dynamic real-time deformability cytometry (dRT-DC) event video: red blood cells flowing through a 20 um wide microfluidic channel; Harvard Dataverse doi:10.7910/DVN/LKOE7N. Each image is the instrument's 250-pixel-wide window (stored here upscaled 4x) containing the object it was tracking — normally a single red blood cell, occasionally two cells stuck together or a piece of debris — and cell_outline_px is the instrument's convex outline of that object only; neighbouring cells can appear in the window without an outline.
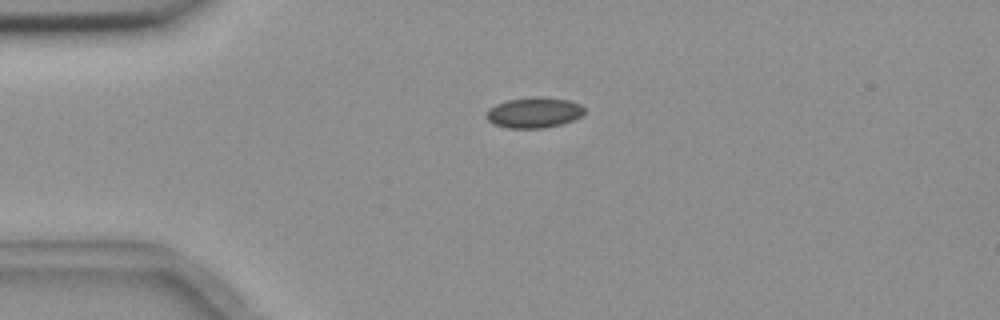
{"species": "common noctule bat (a hibernating species)", "species_latin": "Nyctalus noctula", "temperature_condition": "room temperature", "stored_images_in_passage": 5, "camera_frame_rate_fps": 3000, "um_per_image_px": 0.085, "animal": {"sex": "female", "body_mass_g": 18.4}, "frame": {"image": 1, "passage_image": 1, "time_ms": 0.0, "image_size_px": [1000, 320], "cell_outline_px": [[584, 112], [580, 116], [572, 120], [560, 124], [544, 128], [508, 128], [492, 124], [484, 116], [488, 108], [496, 104], [508, 100], [536, 96], [544, 96], [568, 100], [580, 104], [584, 108]], "centroid_in_image_um": [45.35, 9.56], "position_along_channel_um": 39.7, "area_um2": 17.57}}
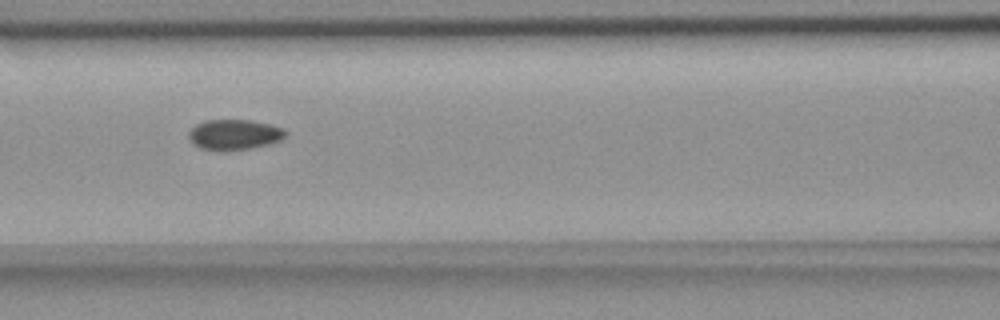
{"frame": {"image": 2, "passage_image": 4, "time_ms": 3.667, "image_size_px": [1000, 320], "cell_outline_px": [[288, 132], [280, 140], [268, 144], [248, 148], [224, 152], [220, 152], [200, 148], [192, 144], [188, 136], [188, 132], [196, 124], [204, 120], [248, 120], [268, 124], [284, 128]], "centroid_in_image_um": [19.86, 11.45], "position_along_channel_um": 146.7, "area_um2": 17.28}}
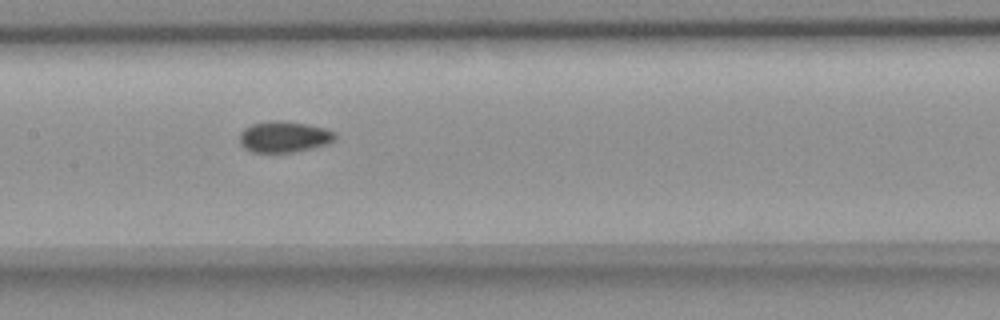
{"frame": {"image": 3, "passage_image": 5, "time_ms": 4.667, "image_size_px": [1000, 320], "cell_outline_px": [[336, 136], [328, 144], [296, 152], [252, 152], [244, 148], [240, 144], [240, 132], [244, 128], [252, 124], [272, 120], [280, 120], [304, 124], [324, 128], [336, 132]], "centroid_in_image_um": [24.12, 11.63], "position_along_channel_um": 183.3, "area_um2": 17.28}}